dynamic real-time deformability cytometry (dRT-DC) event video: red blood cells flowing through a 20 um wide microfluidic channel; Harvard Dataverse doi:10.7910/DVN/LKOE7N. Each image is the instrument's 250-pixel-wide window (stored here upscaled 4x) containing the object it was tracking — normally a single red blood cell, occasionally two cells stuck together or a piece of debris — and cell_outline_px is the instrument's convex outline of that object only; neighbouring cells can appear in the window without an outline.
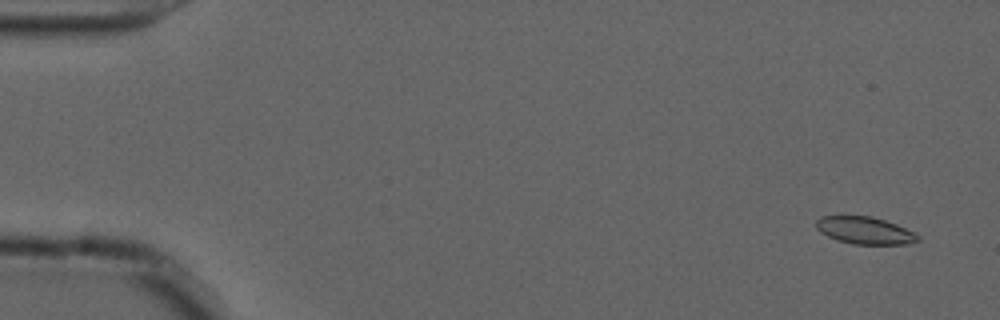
{"species": "common noctule bat (a hibernating species)", "species_latin": "Nyctalus noctula", "temperature_condition": "cold", "stored_images_in_passage": 55, "camera_frame_rate_fps": 3000, "um_per_image_px": 0.085, "animal": {"sex": "male", "forearm_length_mm": 52.5}, "frame": {"image": 1, "passage_image": 3, "time_ms": 0.667, "image_size_px": [1000, 320], "cell_outline_px": [[920, 240], [908, 244], [852, 244], [836, 240], [820, 232], [816, 228], [816, 220], [820, 216], [872, 216], [896, 224], [920, 236]], "centroid_in_image_um": [73.49, 19.59], "position_along_channel_um": 11.5, "area_um2": 16.13}}
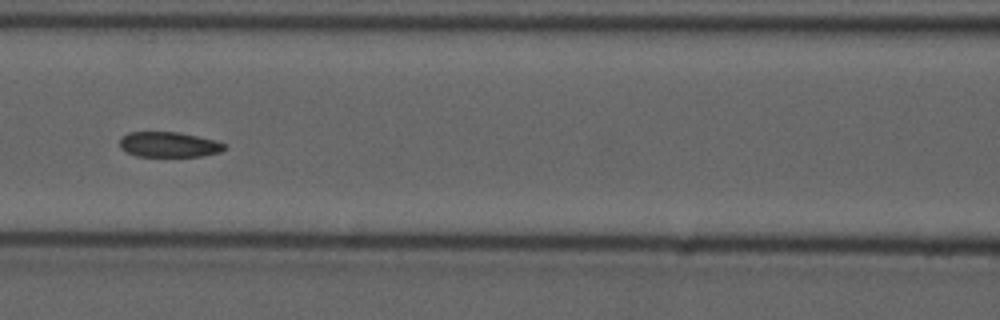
{"frame": {"image": 2, "passage_image": 25, "time_ms": 8.0, "image_size_px": [1000, 320], "cell_outline_px": [[228, 148], [220, 152], [200, 156], [136, 156], [120, 148], [120, 140], [128, 132], [176, 132], [216, 140], [224, 144]], "centroid_in_image_um": [14.37, 12.29], "position_along_channel_um": 152.2, "area_um2": 15.26}}
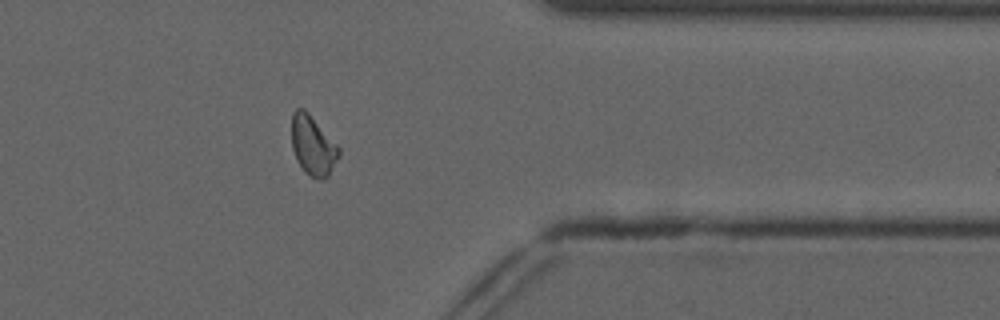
{"frame": {"image": 3, "passage_image": 45, "time_ms": 14.667, "image_size_px": [1000, 320], "cell_outline_px": [[340, 156], [328, 176], [324, 180], [316, 180], [308, 176], [304, 172], [296, 160], [292, 148], [292, 112], [296, 108], [304, 108], [308, 112], [340, 148]], "centroid_in_image_um": [26.59, 12.41], "position_along_channel_um": 384.8, "area_um2": 16.65}, "authors_computed_cell_mechanics": {"area_um2": 16.4152, "velocity_mm_per_s": 3.6938, "shape_relaxation_time_tau1_ms": null, "shape_relaxation_time_tau2_ms": 2.994, "deformation_change_tau1": null, "deformation_change_tau2": 0.0892}}